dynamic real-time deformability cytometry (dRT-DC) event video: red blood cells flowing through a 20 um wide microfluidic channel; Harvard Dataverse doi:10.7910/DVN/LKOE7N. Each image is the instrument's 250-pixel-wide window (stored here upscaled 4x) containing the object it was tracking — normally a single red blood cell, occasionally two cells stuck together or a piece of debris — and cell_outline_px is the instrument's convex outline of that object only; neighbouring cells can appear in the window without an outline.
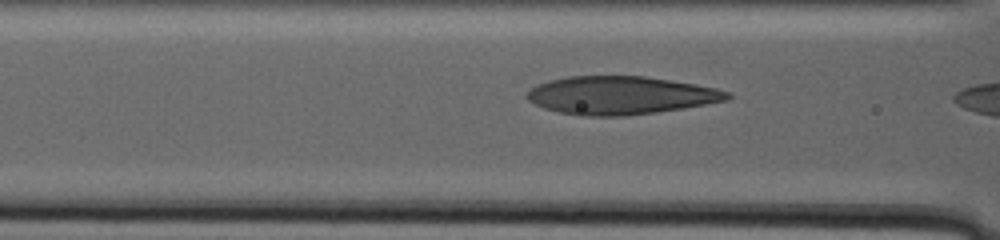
{"species": "human", "species_latin": "Homo sapiens", "temperature_condition": "warm", "stored_images_in_passage": 9, "camera_frame_rate_fps": 3000, "um_per_image_px": 0.085, "donor": {"sex": "male"}, "frame": {"image": 1, "passage_image": 6, "time_ms": 1.667, "image_size_px": [1000, 240], "cell_outline_px": [[732, 96], [728, 100], [656, 112], [624, 116], [580, 116], [556, 112], [544, 108], [528, 100], [524, 96], [536, 84], [548, 80], [568, 76], [644, 76], [696, 84], [716, 88], [728, 92]], "centroid_in_image_um": [52.7, 8.1], "position_along_channel_um": 113.9, "area_um2": 44.45}}